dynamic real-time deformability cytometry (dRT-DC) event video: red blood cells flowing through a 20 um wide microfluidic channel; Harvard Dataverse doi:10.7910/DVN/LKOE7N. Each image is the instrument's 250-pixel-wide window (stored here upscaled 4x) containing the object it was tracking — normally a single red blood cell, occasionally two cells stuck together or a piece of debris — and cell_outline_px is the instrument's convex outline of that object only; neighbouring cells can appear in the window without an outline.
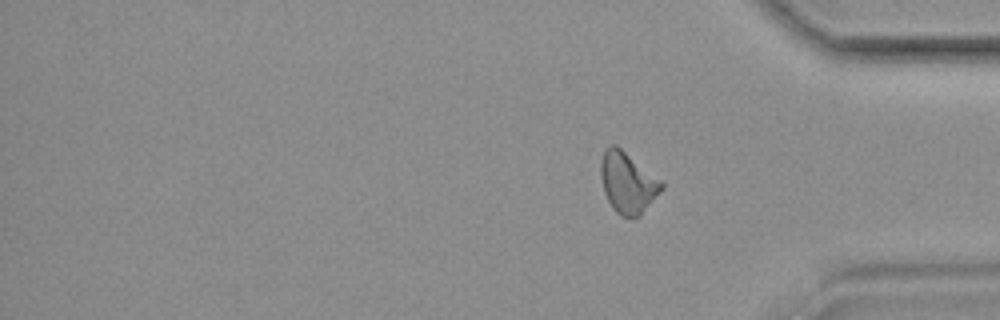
{"species": "common noctule bat (a hibernating species)", "species_latin": "Nyctalus noctula", "temperature_condition": "room temperature", "stored_images_in_passage": 14, "segment_of_instrument_passage": [2, 2], "camera_frame_rate_fps": 3000, "um_per_image_px": 0.085, "animal": {"sex": "female", "body_mass_g": 19.9}, "frame": {"image": 1, "passage_image": 14, "time_ms": 16.0, "image_size_px": [1000, 320], "cell_outline_px": [[664, 188], [640, 216], [620, 216], [612, 208], [604, 192], [600, 172], [600, 164], [604, 152], [612, 144], [616, 144], [660, 180], [664, 184]], "centroid_in_image_um": [53.35, 15.54], "position_along_channel_um": 381.9, "area_um2": 21.27}}